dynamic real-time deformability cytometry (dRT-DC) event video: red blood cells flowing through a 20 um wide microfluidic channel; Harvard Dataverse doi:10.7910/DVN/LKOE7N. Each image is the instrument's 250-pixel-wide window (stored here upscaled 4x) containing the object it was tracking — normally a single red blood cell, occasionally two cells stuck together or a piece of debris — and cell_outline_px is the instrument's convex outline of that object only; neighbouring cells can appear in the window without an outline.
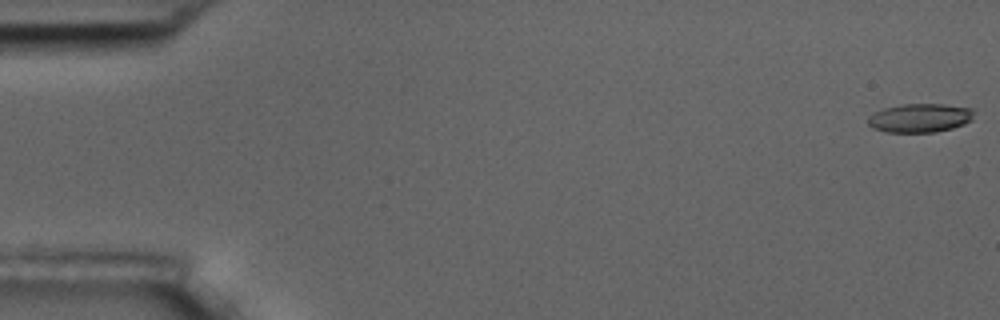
{"species": "common noctule bat (a hibernating species)", "species_latin": "Nyctalus noctula", "temperature_condition": "room temperature", "stored_images_in_passage": 5, "camera_frame_rate_fps": 3000, "um_per_image_px": 0.085, "animal": {"sex": "male", "body_mass_g": 17.5, "forearm_length_mm": 52.3}, "frame": {"image": 1, "passage_image": 1, "time_ms": 0.0, "image_size_px": [1000, 320], "cell_outline_px": [[976, 108], [972, 120], [964, 124], [952, 128], [936, 132], [888, 132], [872, 128], [868, 124], [868, 116], [884, 108], [900, 104], [944, 104]], "centroid_in_image_um": [78.24, 10.01], "position_along_channel_um": 6.8, "area_um2": 17.98}}
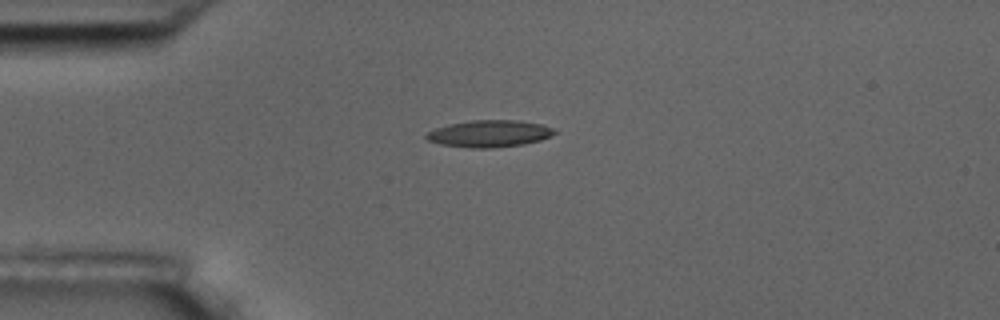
{"frame": {"image": 2, "passage_image": 5, "time_ms": 4.667, "image_size_px": [1000, 320], "cell_outline_px": [[556, 132], [540, 140], [524, 144], [488, 148], [476, 148], [440, 144], [428, 140], [424, 136], [428, 132], [436, 128], [448, 124], [472, 120], [520, 120], [540, 124], [556, 128]], "centroid_in_image_um": [41.6, 11.35], "position_along_channel_um": 43.4, "area_um2": 19.94}}